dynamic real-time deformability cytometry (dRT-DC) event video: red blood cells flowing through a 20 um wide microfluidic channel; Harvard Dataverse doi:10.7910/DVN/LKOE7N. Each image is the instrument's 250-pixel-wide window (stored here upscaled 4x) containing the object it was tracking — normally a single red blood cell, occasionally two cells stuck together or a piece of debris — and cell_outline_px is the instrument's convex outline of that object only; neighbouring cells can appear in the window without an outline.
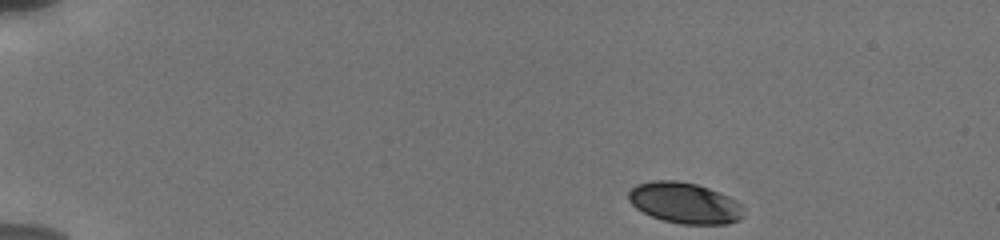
{"species": "human", "species_latin": "Homo sapiens", "temperature_condition": "cold", "stored_images_in_passage": 31, "camera_frame_rate_fps": 3000, "um_per_image_px": 0.085, "donor": {"sex": "male"}, "frame": {"image": 1, "passage_image": 1, "time_ms": 0.0, "image_size_px": [1000, 240], "cell_outline_px": [[744, 216], [728, 224], [680, 224], [664, 220], [652, 216], [636, 208], [628, 200], [628, 192], [636, 184], [652, 180], [676, 180], [696, 184], [720, 192], [736, 200], [740, 204]], "centroid_in_image_um": [58.18, 17.24], "position_along_channel_um": 26.8, "area_um2": 27.4}}
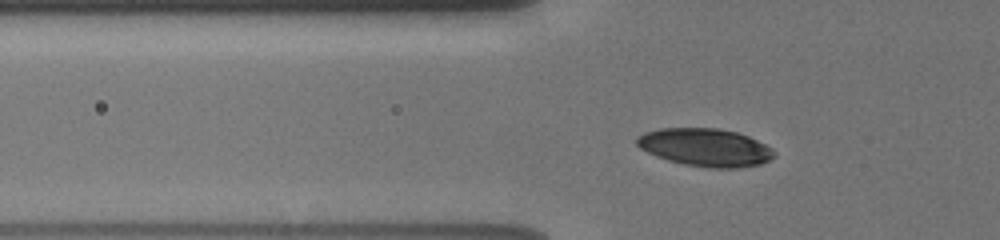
{"frame": {"image": 2, "passage_image": 18, "time_ms": 3.667, "image_size_px": [1000, 240], "cell_outline_px": [[776, 156], [760, 164], [740, 168], [708, 168], [684, 164], [668, 160], [656, 156], [640, 148], [636, 144], [636, 136], [644, 132], [660, 128], [716, 128], [736, 132], [748, 136], [772, 148], [776, 152]], "centroid_in_image_um": [59.94, 12.53], "position_along_channel_um": 65.9, "area_um2": 30.4}}
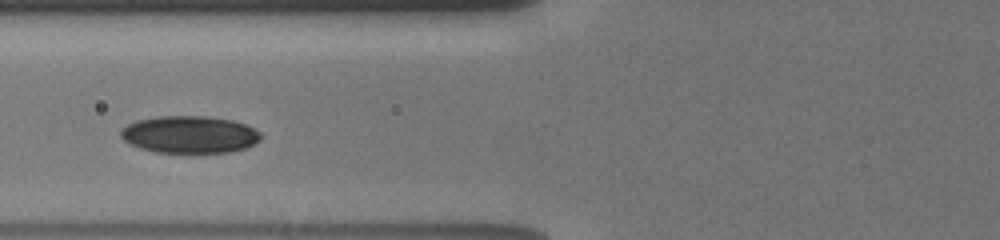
{"frame": {"image": 3, "passage_image": 23, "time_ms": 5.0, "image_size_px": [1000, 240], "cell_outline_px": [[264, 136], [260, 140], [244, 148], [232, 152], [156, 152], [140, 148], [128, 144], [120, 136], [120, 128], [136, 120], [156, 116], [204, 116], [232, 120], [256, 128]], "centroid_in_image_um": [16.1, 11.42], "position_along_channel_um": 109.7, "area_um2": 30.58}}